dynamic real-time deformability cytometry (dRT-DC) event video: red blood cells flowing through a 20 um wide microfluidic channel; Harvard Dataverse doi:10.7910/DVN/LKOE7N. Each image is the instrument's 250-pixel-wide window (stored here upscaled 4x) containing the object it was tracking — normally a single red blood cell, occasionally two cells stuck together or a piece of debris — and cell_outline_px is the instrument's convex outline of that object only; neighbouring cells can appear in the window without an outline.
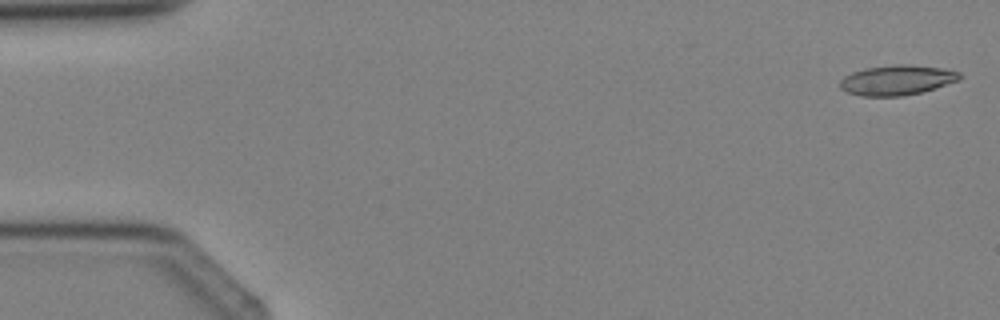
{"species": "Egyptian fruit bat (a non-hibernating species)", "species_latin": "Rousettus aegyptiacus", "temperature_condition": "cold", "stored_images_in_passage": 5, "camera_frame_rate_fps": 3000, "um_per_image_px": 0.085, "animal": {"sex": "female"}, "frame": {"image": 1, "passage_image": 1, "time_ms": 0.0, "image_size_px": [1000, 320], "cell_outline_px": [[964, 76], [960, 80], [936, 88], [904, 96], [860, 96], [848, 92], [840, 88], [840, 80], [844, 76], [852, 72], [864, 68], [896, 64], [904, 64], [940, 68], [960, 72]], "centroid_in_image_um": [76.25, 6.81], "position_along_channel_um": 8.8, "area_um2": 20.98}}
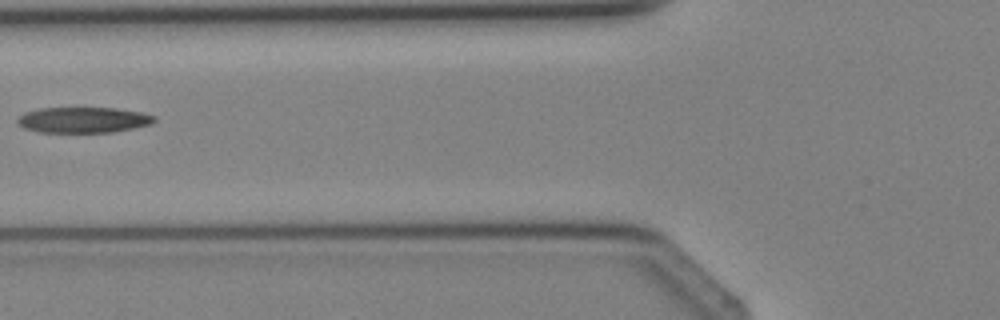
{"frame": {"image": 2, "passage_image": 5, "time_ms": 4.667, "image_size_px": [1000, 320], "cell_outline_px": [[156, 120], [152, 124], [112, 132], [36, 132], [24, 128], [16, 124], [16, 120], [24, 112], [40, 108], [116, 108], [140, 112], [156, 116]], "centroid_in_image_um": [7.05, 10.19], "position_along_channel_um": 118.8, "area_um2": 20.58}}